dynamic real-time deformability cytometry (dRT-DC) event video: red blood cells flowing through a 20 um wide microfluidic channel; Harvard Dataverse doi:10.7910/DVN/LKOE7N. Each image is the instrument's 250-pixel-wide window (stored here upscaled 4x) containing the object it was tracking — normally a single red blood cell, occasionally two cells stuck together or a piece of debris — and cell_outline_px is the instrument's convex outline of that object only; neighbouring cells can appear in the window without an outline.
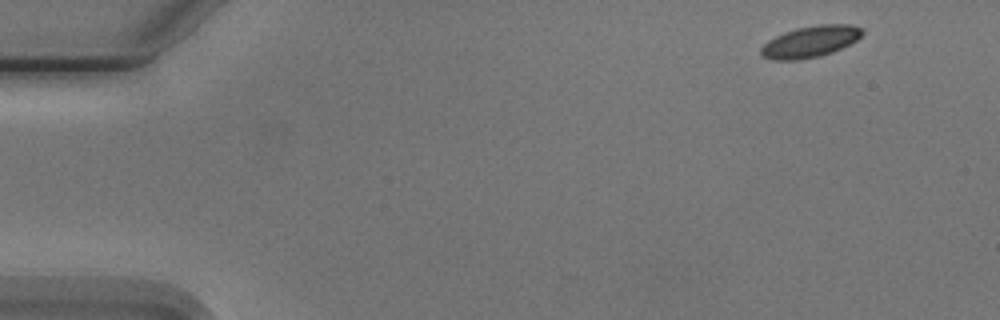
{"species": "Egyptian fruit bat (a non-hibernating species)", "species_latin": "Rousettus aegyptiacus", "temperature_condition": "cold", "stored_images_in_passage": 5, "camera_frame_rate_fps": 3000, "um_per_image_px": 0.085, "animal": {"sex": "male"}, "frame": {"image": 1, "passage_image": 1, "time_ms": 0.0, "image_size_px": [1000, 320], "cell_outline_px": [[864, 32], [856, 40], [832, 52], [820, 56], [800, 60], [772, 60], [764, 56], [760, 52], [760, 48], [768, 40], [784, 32], [796, 28], [820, 24], [852, 24], [860, 28]], "centroid_in_image_um": [68.86, 3.54], "position_along_channel_um": 16.1, "area_um2": 18.44}}
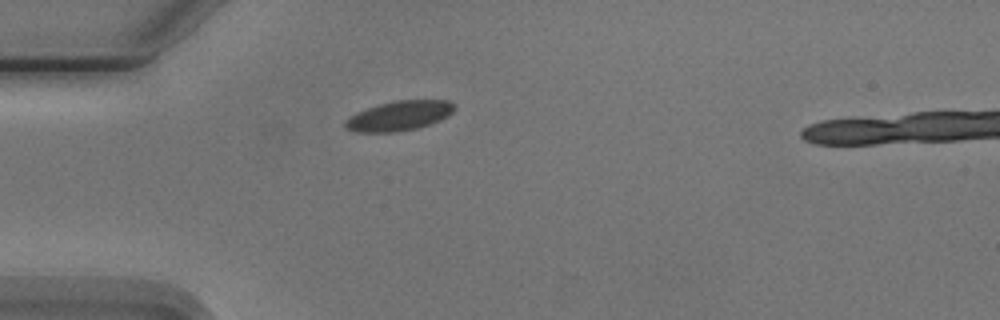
{"frame": {"image": 2, "passage_image": 4, "time_ms": 3.667, "image_size_px": [1000, 320], "cell_outline_px": [[456, 108], [448, 116], [440, 120], [416, 128], [396, 132], [356, 132], [344, 128], [344, 120], [356, 112], [380, 104], [396, 100], [448, 100], [456, 104]], "centroid_in_image_um": [33.92, 9.84], "position_along_channel_um": 51.1, "area_um2": 18.96}}